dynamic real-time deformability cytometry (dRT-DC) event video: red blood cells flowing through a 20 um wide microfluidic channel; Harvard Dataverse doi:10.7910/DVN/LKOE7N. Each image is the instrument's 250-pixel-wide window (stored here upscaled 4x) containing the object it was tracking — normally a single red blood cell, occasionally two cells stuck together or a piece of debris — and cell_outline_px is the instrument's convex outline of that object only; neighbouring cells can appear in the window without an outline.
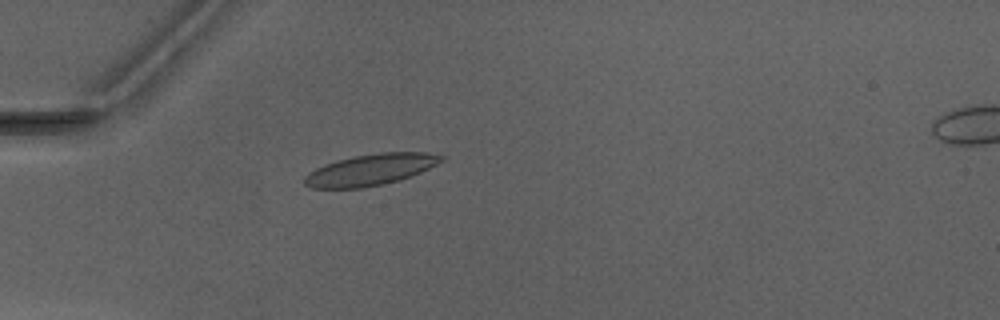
{"species": "Egyptian fruit bat (a non-hibernating species)", "species_latin": "Rousettus aegyptiacus", "temperature_condition": "warm", "stored_images_in_passage": 48, "camera_frame_rate_fps": 3000, "um_per_image_px": 0.085, "animal": {"sex": "male"}, "frame": {"image": 1, "passage_image": 13, "time_ms": 4.0, "image_size_px": [1000, 320], "cell_outline_px": [[444, 160], [420, 172], [400, 180], [360, 188], [312, 188], [304, 184], [304, 176], [308, 172], [324, 164], [336, 160], [356, 156], [380, 152], [424, 152], [444, 156]], "centroid_in_image_um": [31.46, 14.42], "position_along_channel_um": 53.5, "area_um2": 24.74}}
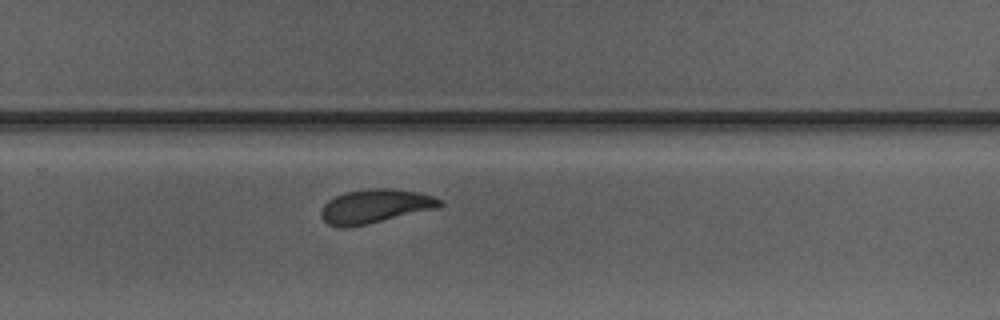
{"frame": {"image": 2, "passage_image": 32, "time_ms": 10.333, "image_size_px": [1000, 320], "cell_outline_px": [[444, 204], [440, 208], [368, 224], [348, 228], [340, 228], [328, 224], [320, 216], [320, 212], [324, 204], [328, 200], [344, 192], [368, 188], [392, 188], [416, 192], [432, 196], [440, 200]], "centroid_in_image_um": [31.87, 17.54], "position_along_channel_um": 297.9, "area_um2": 23.76}}
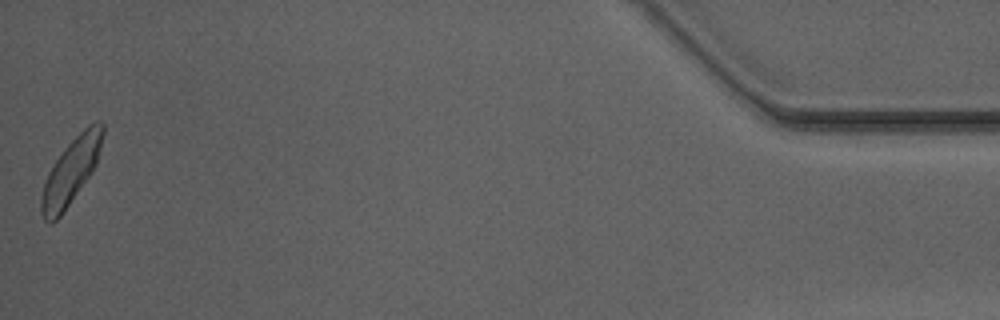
{"frame": {"image": 3, "passage_image": 48, "time_ms": 15.667, "image_size_px": [1000, 320], "cell_outline_px": [[104, 132], [96, 164], [92, 172], [60, 216], [52, 224], [48, 224], [44, 220], [40, 212], [40, 200], [44, 184], [48, 172], [64, 148], [88, 124], [96, 120], [100, 120], [104, 124]], "centroid_in_image_um": [6.03, 14.55], "position_along_channel_um": 429.2, "area_um2": 23.29}, "authors_computed_cell_mechanics": {"area_um2": 23.6113, "velocity_mm_per_s": 4.1007, "shape_relaxation_time_tau1_ms": 6.2274, "shape_relaxation_time_tau2_ms": 1.4753, "deformation_change_tau1": 0.1519, "deformation_change_tau2": 0.0717}}